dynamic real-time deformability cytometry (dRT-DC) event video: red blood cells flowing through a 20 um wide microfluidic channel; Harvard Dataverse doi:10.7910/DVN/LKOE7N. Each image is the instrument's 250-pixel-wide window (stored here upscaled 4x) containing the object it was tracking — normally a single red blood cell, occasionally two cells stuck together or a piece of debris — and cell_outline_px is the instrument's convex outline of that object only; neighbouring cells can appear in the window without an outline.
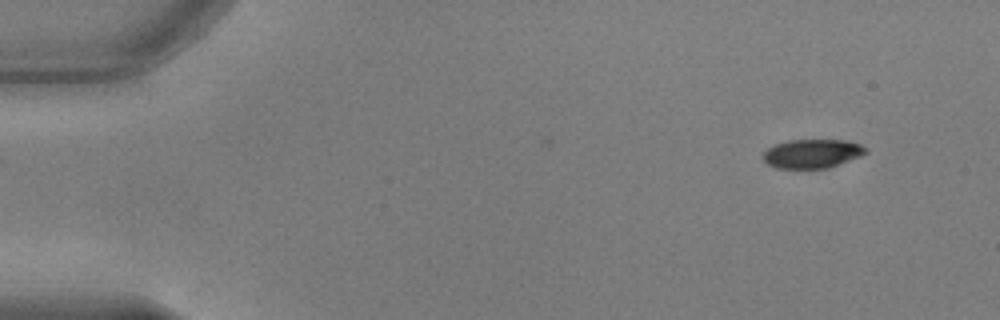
{"species": "common noctule bat (a hibernating species)", "species_latin": "Nyctalus noctula", "temperature_condition": "warm", "stored_images_in_passage": 49, "camera_frame_rate_fps": 3000, "um_per_image_px": 0.085, "animal": {"sex": "male", "body_mass_g": 17.9, "forearm_length_mm": 54.2}, "frame": {"image": 1, "passage_image": 1, "time_ms": 0.0, "image_size_px": [1000, 320], "cell_outline_px": [[868, 152], [860, 156], [828, 168], [776, 168], [768, 164], [764, 160], [764, 152], [768, 148], [776, 144], [788, 140], [848, 140], [860, 144], [868, 148]], "centroid_in_image_um": [69.07, 13.05], "position_along_channel_um": 15.9, "area_um2": 17.22}}
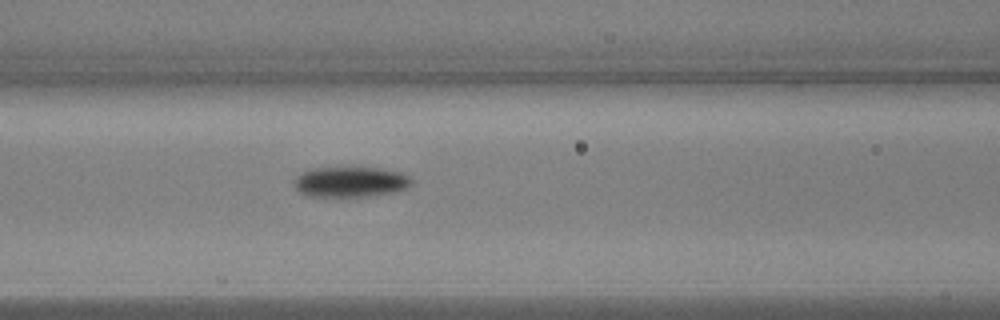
{"frame": {"image": 2, "passage_image": 19, "time_ms": 6.0, "image_size_px": [1000, 320], "cell_outline_px": [[412, 184], [396, 192], [368, 196], [308, 196], [300, 192], [296, 188], [296, 176], [312, 168], [376, 168], [400, 172], [408, 176], [412, 180]], "centroid_in_image_um": [29.81, 15.46], "position_along_channel_um": 136.8, "area_um2": 20.4}}
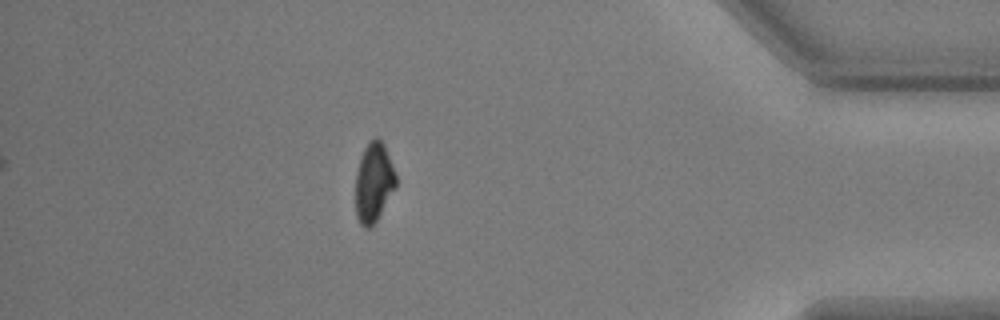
{"frame": {"image": 3, "passage_image": 43, "time_ms": 14.0, "image_size_px": [1000, 320], "cell_outline_px": [[396, 188], [376, 220], [368, 228], [364, 228], [360, 224], [356, 216], [356, 172], [360, 156], [368, 140], [376, 136], [384, 144], [396, 172]], "centroid_in_image_um": [31.77, 15.46], "position_along_channel_um": 403.4, "area_um2": 18.84}, "authors_computed_cell_mechanics": {"area_um2": 19.652, "velocity_mm_per_s": 3.8357, "shape_relaxation_time_tau1_ms": 2.2349, "shape_relaxation_time_tau2_ms": null, "deformation_change_tau1": 0.1525, "deformation_change_tau2": null}}